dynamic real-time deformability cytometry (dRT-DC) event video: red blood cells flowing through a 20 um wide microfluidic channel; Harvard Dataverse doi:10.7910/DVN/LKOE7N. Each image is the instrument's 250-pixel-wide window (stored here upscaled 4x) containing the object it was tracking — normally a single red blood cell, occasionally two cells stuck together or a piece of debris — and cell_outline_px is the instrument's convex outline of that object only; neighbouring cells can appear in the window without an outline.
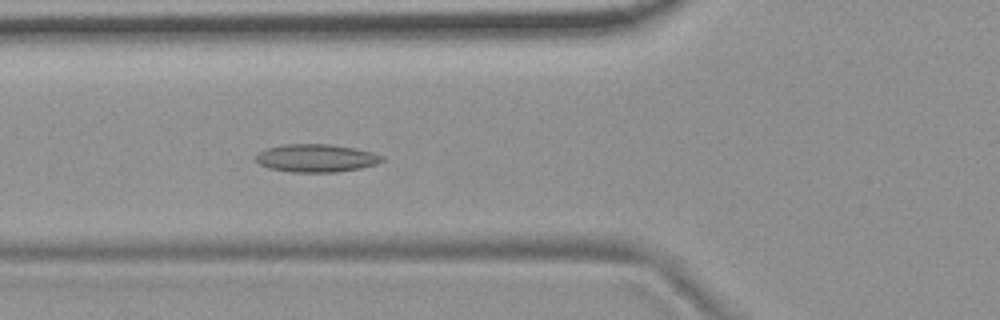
{"species": "common noctule bat (a hibernating species)", "species_latin": "Nyctalus noctula", "temperature_condition": "room temperature", "stored_images_in_passage": 55, "camera_frame_rate_fps": 3000, "um_per_image_px": 0.085, "animal": {"sex": "female", "body_mass_g": 19.9}, "frame": {"image": 1, "passage_image": 20, "time_ms": 6.333, "image_size_px": [1000, 320], "cell_outline_px": [[384, 160], [376, 164], [360, 168], [336, 172], [292, 172], [268, 168], [260, 164], [256, 160], [256, 156], [260, 152], [268, 148], [284, 144], [328, 144], [356, 148], [372, 152], [384, 156]], "centroid_in_image_um": [26.9, 13.44], "position_along_channel_um": 98.9, "area_um2": 20.46}}
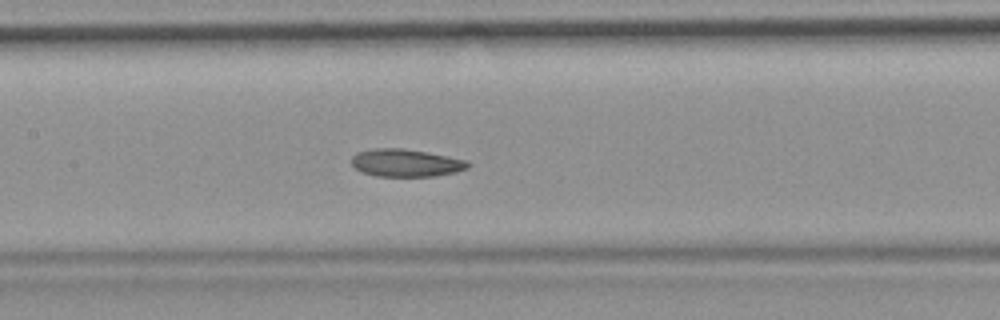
{"frame": {"image": 2, "passage_image": 26, "time_ms": 8.333, "image_size_px": [1000, 320], "cell_outline_px": [[472, 164], [468, 168], [456, 172], [436, 176], [376, 176], [364, 172], [356, 168], [352, 164], [352, 156], [356, 152], [372, 148], [404, 148], [448, 156], [468, 160]], "centroid_in_image_um": [34.53, 13.84], "position_along_channel_um": 172.9, "area_um2": 18.84}}
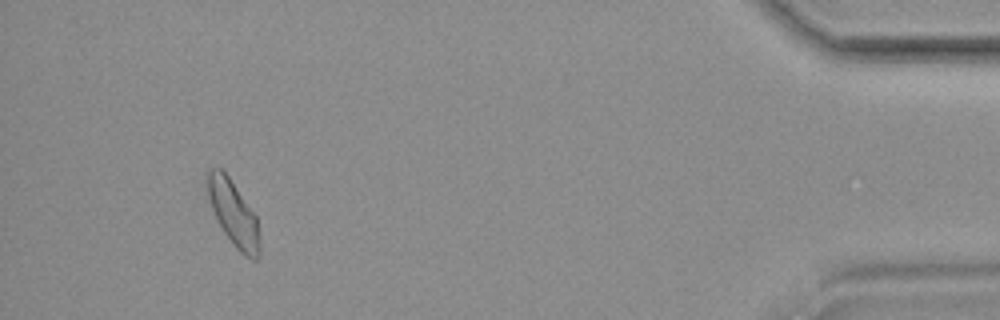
{"frame": {"image": 3, "passage_image": 51, "time_ms": 16.667, "image_size_px": [1000, 320], "cell_outline_px": [[260, 256], [256, 260], [252, 260], [244, 256], [232, 244], [224, 232], [212, 208], [208, 196], [208, 168], [220, 168], [228, 176], [256, 216], [260, 244]], "centroid_in_image_um": [19.87, 18.19], "position_along_channel_um": 415.3, "area_um2": 19.42}, "authors_computed_cell_mechanics": {"area_um2": 19.7676, "velocity_mm_per_s": 3.701, "shape_relaxation_time_tau1_ms": null, "shape_relaxation_time_tau2_ms": 5.3637, "deformation_change_tau1": null, "deformation_change_tau2": 0.1121}}